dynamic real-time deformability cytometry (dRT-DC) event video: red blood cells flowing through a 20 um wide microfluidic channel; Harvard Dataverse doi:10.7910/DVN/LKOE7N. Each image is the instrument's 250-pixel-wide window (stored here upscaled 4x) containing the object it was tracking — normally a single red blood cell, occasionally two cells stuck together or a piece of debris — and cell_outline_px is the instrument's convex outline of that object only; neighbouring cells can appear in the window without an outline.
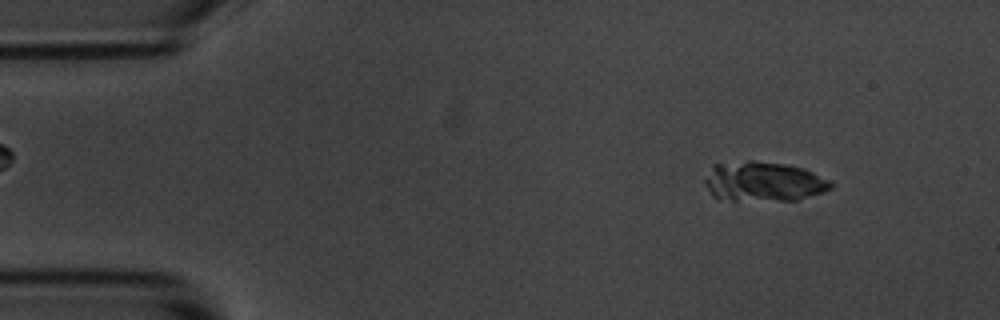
{"species": "common noctule bat (a hibernating species)", "species_latin": "Nyctalus noctula", "temperature_condition": "room temperature", "stored_images_in_passage": 52, "camera_frame_rate_fps": 3000, "um_per_image_px": 0.085, "animal": {"sex": "male", "body_mass_g": 20.1, "forearm_length_mm": 53.5}, "frame": {"image": 1, "passage_image": 5, "time_ms": 1.333, "image_size_px": [1000, 320], "cell_outline_px": [[832, 188], [824, 192], [796, 200], [716, 200], [712, 196], [704, 184], [704, 180], [712, 164], [748, 160], [752, 160], [784, 164], [804, 168], [828, 180], [832, 184]], "centroid_in_image_um": [64.83, 15.43], "position_along_channel_um": 20.2, "area_um2": 29.36}}